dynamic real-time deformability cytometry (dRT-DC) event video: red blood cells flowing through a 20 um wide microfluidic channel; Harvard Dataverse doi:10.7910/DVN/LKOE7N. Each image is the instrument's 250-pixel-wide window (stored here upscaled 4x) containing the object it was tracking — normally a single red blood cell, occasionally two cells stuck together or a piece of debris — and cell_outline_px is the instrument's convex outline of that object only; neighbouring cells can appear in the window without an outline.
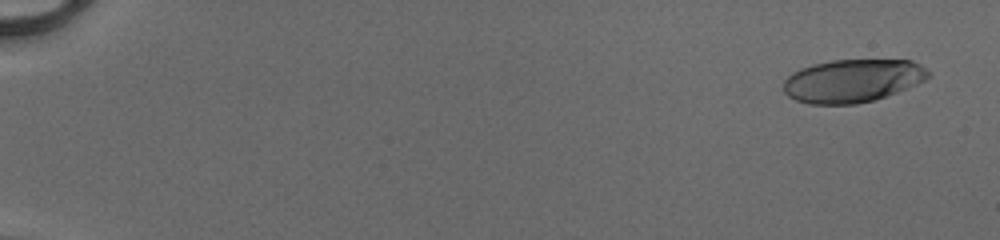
{"species": "human", "species_latin": "Homo sapiens", "temperature_condition": "cold", "stored_images_in_passage": 52, "camera_frame_rate_fps": 3000, "um_per_image_px": 0.085, "donor": {"sex": "male"}, "frame": {"image": 1, "passage_image": 3, "time_ms": 0.667, "image_size_px": [1000, 240], "cell_outline_px": [[932, 76], [916, 84], [876, 100], [856, 104], [808, 104], [796, 100], [788, 96], [784, 92], [784, 80], [792, 72], [800, 68], [812, 64], [832, 60], [912, 60], [920, 64]], "centroid_in_image_um": [72.44, 6.86], "position_along_channel_um": 12.6, "area_um2": 36.41}}
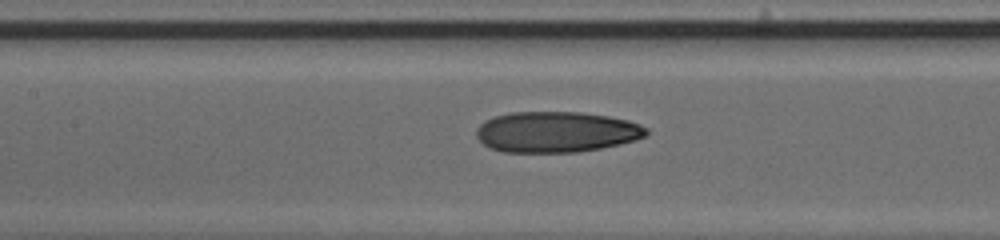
{"frame": {"image": 2, "passage_image": 27, "time_ms": 8.667, "image_size_px": [1000, 240], "cell_outline_px": [[648, 136], [636, 140], [620, 144], [600, 148], [576, 152], [504, 152], [492, 148], [484, 144], [476, 136], [476, 128], [484, 120], [492, 116], [508, 112], [580, 112], [608, 116], [628, 120], [640, 124], [648, 128]], "centroid_in_image_um": [47.29, 11.2], "position_along_channel_um": 160.1, "area_um2": 40.69}}
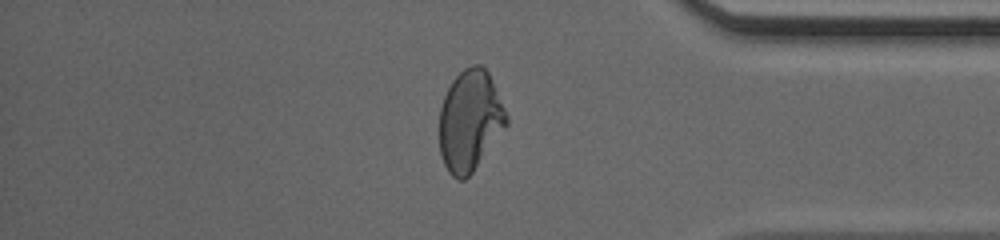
{"frame": {"image": 3, "passage_image": 45, "time_ms": 14.667, "image_size_px": [1000, 240], "cell_outline_px": [[508, 124], [472, 172], [464, 180], [456, 180], [448, 172], [444, 164], [440, 152], [440, 108], [444, 96], [452, 80], [464, 68], [472, 64], [480, 64], [488, 72], [508, 116]], "centroid_in_image_um": [39.94, 10.26], "position_along_channel_um": 395.3, "area_um2": 39.19}, "authors_computed_cell_mechanics": {"area_um2": 39.2173, "velocity_mm_per_s": 4.1657, "shape_relaxation_time_tau1_ms": 9.5089, "shape_relaxation_time_tau2_ms": 1.3056, "deformation_change_tau1": 0.3034, "deformation_change_tau2": 0.0849}}